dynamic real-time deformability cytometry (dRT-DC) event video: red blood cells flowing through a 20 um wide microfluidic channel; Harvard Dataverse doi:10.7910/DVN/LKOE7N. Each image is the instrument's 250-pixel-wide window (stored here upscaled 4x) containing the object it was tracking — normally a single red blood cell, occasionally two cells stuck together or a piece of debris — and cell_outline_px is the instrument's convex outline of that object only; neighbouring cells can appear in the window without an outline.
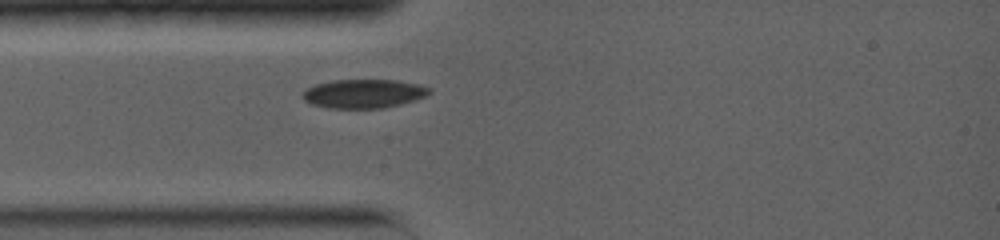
{"species": "common noctule bat (a hibernating species)", "species_latin": "Nyctalus noctula", "temperature_condition": "warm", "stored_images_in_passage": 27, "camera_frame_rate_fps": 5000, "um_per_image_px": 0.085, "animal": {"sex": "female", "body_mass_g": 19.0, "forearm_length_mm": 56.7}, "frame": {"image": 1, "passage_image": 1, "time_ms": 0.0, "image_size_px": [1000, 240], "cell_outline_px": [[432, 92], [424, 96], [400, 104], [384, 108], [328, 108], [312, 104], [304, 100], [304, 92], [308, 88], [316, 84], [332, 80], [396, 80], [420, 84], [428, 88]], "centroid_in_image_um": [30.91, 7.96], "position_along_channel_um": 54.1, "area_um2": 21.04}}
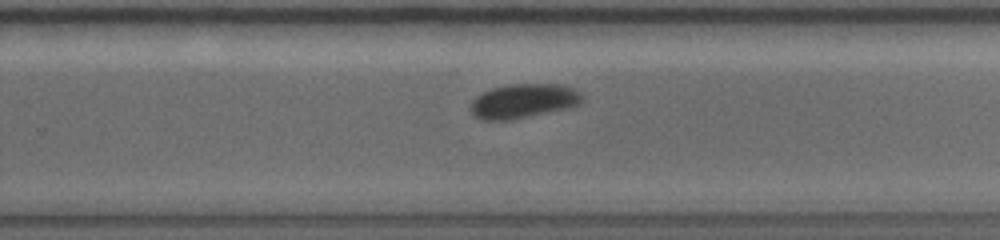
{"frame": {"image": 2, "passage_image": 16, "time_ms": 6.0, "image_size_px": [1000, 240], "cell_outline_px": [[584, 96], [580, 104], [568, 108], [512, 120], [480, 120], [468, 108], [472, 100], [476, 96], [492, 88], [508, 84], [560, 84], [572, 88], [580, 92]], "centroid_in_image_um": [44.48, 8.59], "position_along_channel_um": 285.3, "area_um2": 22.48}}
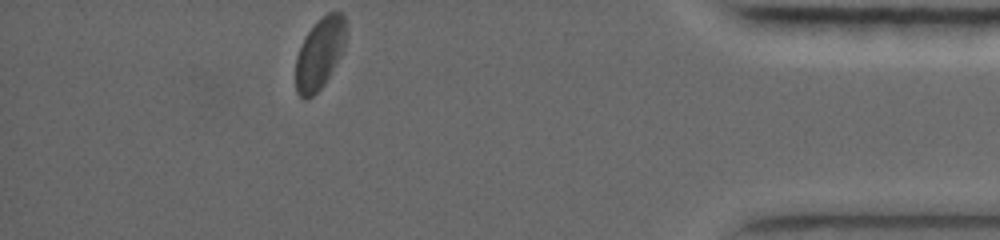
{"frame": {"image": 3, "passage_image": 27, "time_ms": 10.4, "image_size_px": [1000, 240], "cell_outline_px": [[344, 48], [324, 84], [308, 100], [304, 100], [296, 92], [296, 56], [304, 36], [328, 12], [340, 12], [344, 16]], "centroid_in_image_um": [27.13, 4.59], "position_along_channel_um": 408.1, "area_um2": 20.35}}